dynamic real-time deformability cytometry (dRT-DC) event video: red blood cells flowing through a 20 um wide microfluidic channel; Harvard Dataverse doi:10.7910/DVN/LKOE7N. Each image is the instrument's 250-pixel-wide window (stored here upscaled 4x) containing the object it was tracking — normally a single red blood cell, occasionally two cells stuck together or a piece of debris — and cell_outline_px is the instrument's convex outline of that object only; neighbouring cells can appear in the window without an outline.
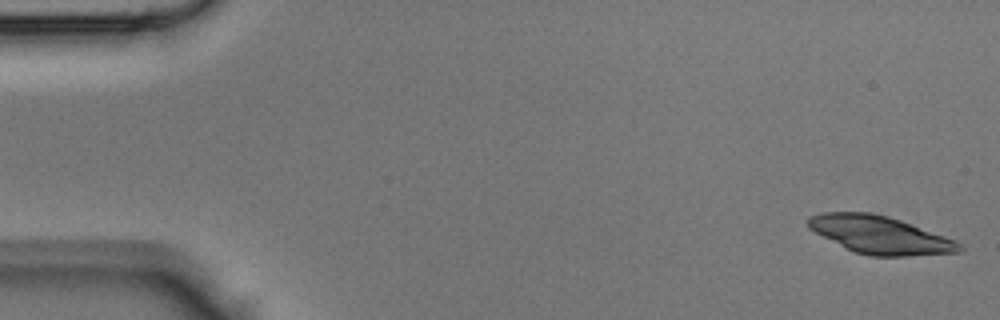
{"species": "Egyptian fruit bat (a non-hibernating species)", "species_latin": "Rousettus aegyptiacus", "temperature_condition": "room temperature", "stored_images_in_passage": 13, "camera_frame_rate_fps": 3000, "um_per_image_px": 0.085, "animal": {"sex": "male"}, "frame": {"image": 1, "passage_image": 1, "time_ms": 0.0, "image_size_px": [1000, 320], "cell_outline_px": [[964, 248], [960, 252], [908, 256], [872, 256], [856, 252], [808, 228], [808, 216], [820, 212], [868, 212], [888, 216], [900, 220], [956, 240]], "centroid_in_image_um": [74.82, 19.96], "position_along_channel_um": 10.2, "area_um2": 32.77}}
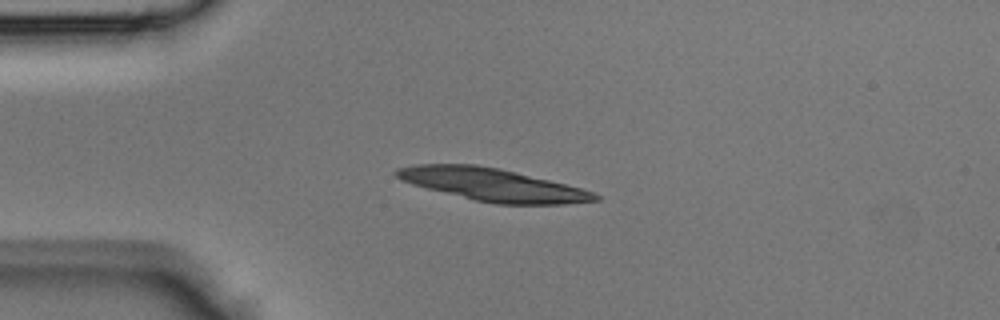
{"frame": {"image": 2, "passage_image": 10, "time_ms": 3.0, "image_size_px": [1000, 320], "cell_outline_px": [[600, 200], [564, 204], [496, 204], [476, 200], [412, 184], [400, 180], [392, 172], [396, 168], [412, 164], [476, 164], [500, 168], [580, 188], [592, 192], [600, 196]], "centroid_in_image_um": [41.82, 15.68], "position_along_channel_um": 43.2, "area_um2": 37.4}}